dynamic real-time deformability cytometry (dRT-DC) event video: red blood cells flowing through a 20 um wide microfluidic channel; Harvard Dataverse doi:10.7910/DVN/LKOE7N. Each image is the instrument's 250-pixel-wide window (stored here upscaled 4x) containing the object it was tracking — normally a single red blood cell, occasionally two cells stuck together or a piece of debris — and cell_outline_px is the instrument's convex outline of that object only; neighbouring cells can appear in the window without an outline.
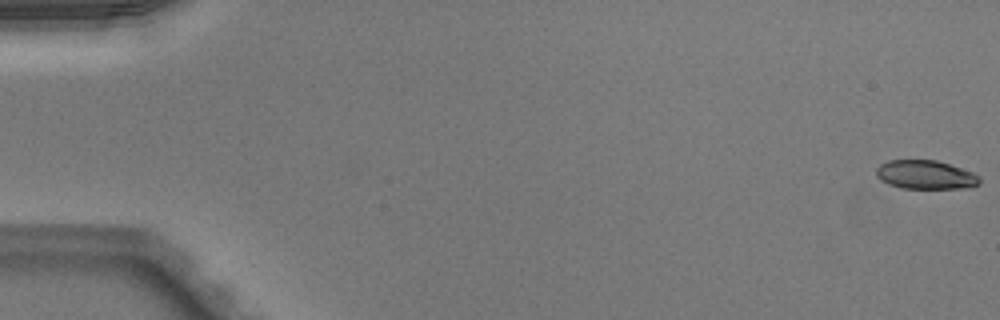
{"species": "Egyptian fruit bat (a non-hibernating species)", "species_latin": "Rousettus aegyptiacus", "temperature_condition": "warm", "stored_images_in_passage": 46, "camera_frame_rate_fps": 3000, "um_per_image_px": 0.085, "animal": {"sex": "male"}, "frame": {"image": 1, "passage_image": 1, "time_ms": 0.0, "image_size_px": [1000, 320], "cell_outline_px": [[980, 184], [972, 188], [900, 188], [888, 184], [880, 180], [876, 176], [876, 168], [880, 164], [888, 160], [936, 160], [972, 172], [980, 176]], "centroid_in_image_um": [78.66, 14.86], "position_along_channel_um": 6.3, "area_um2": 17.46}}
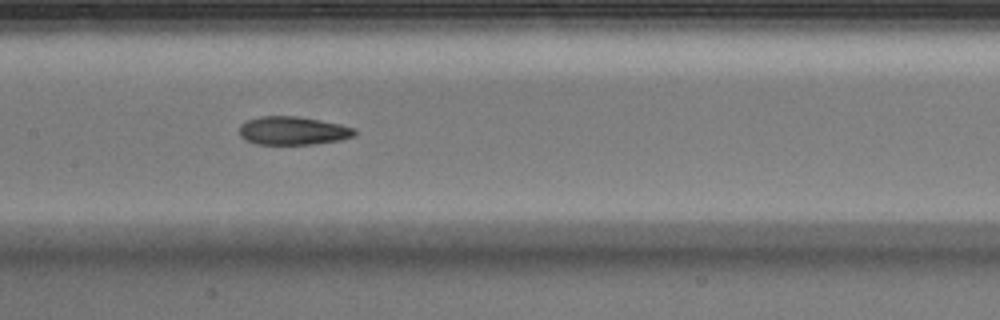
{"frame": {"image": 2, "passage_image": 26, "time_ms": 8.333, "image_size_px": [1000, 320], "cell_outline_px": [[356, 132], [352, 136], [340, 140], [316, 144], [256, 144], [240, 136], [240, 124], [248, 120], [260, 116], [296, 116], [320, 120], [340, 124], [356, 128]], "centroid_in_image_um": [24.91, 11.1], "position_along_channel_um": 182.5, "area_um2": 18.96}}
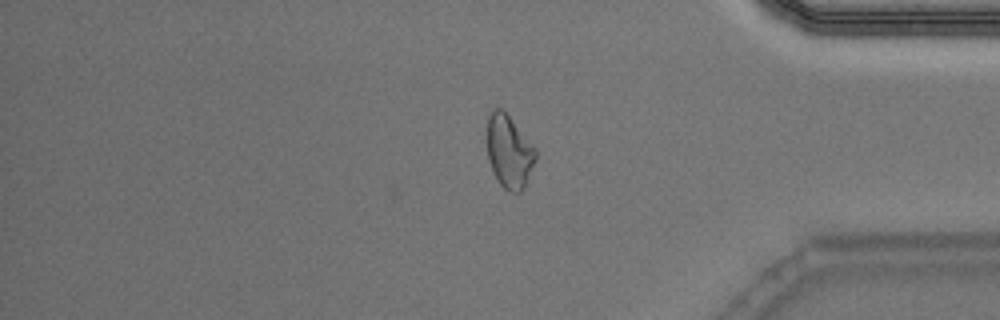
{"frame": {"image": 3, "passage_image": 43, "time_ms": 14.0, "image_size_px": [1000, 320], "cell_outline_px": [[536, 160], [524, 188], [520, 192], [508, 192], [500, 184], [488, 160], [488, 116], [492, 108], [504, 108], [536, 148]], "centroid_in_image_um": [43.3, 12.85], "position_along_channel_um": 391.9, "area_um2": 20.81}}